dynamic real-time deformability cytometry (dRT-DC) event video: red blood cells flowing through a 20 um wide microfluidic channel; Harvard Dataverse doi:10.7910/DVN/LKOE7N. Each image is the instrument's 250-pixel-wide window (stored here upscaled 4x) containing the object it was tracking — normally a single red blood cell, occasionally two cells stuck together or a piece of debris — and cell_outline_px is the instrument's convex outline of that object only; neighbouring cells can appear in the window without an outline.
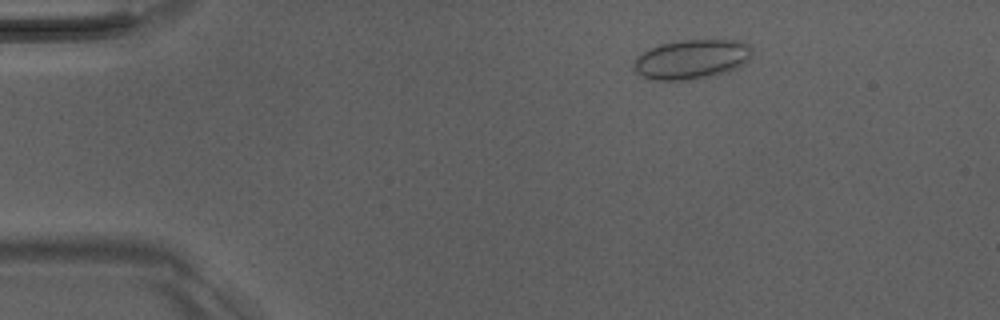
{"species": "Egyptian fruit bat (a non-hibernating species)", "species_latin": "Rousettus aegyptiacus", "temperature_condition": "room temperature", "stored_images_in_passage": 49, "camera_frame_rate_fps": 3000, "um_per_image_px": 0.085, "animal": {"sex": "male"}, "frame": {"image": 1, "passage_image": 7, "time_ms": 2.0, "image_size_px": [1000, 320], "cell_outline_px": [[752, 52], [744, 64], [728, 72], [712, 76], [692, 80], [652, 80], [636, 72], [632, 68], [636, 56], [648, 48], [660, 44], [680, 40], [740, 40], [748, 44], [752, 48]], "centroid_in_image_um": [58.77, 5.04], "position_along_channel_um": 26.2, "area_um2": 27.51}}
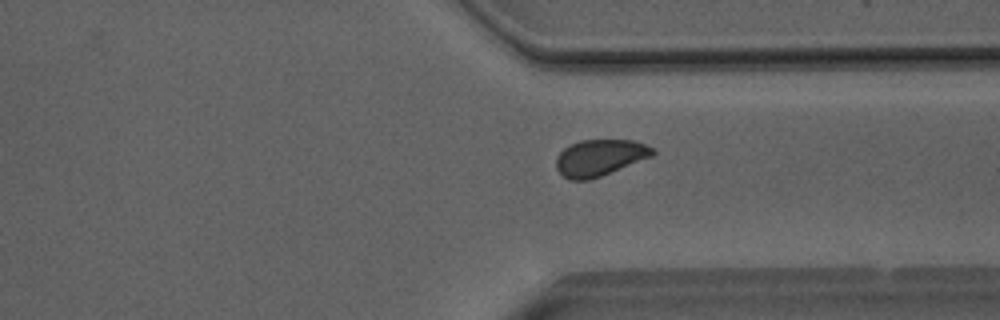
{"frame": {"image": 2, "passage_image": 37, "time_ms": 12.0, "image_size_px": [1000, 320], "cell_outline_px": [[656, 152], [652, 156], [600, 176], [588, 180], [568, 180], [556, 168], [556, 156], [564, 148], [580, 140], [632, 140], [644, 144], [652, 148]], "centroid_in_image_um": [50.95, 13.4], "position_along_channel_um": 360.5, "area_um2": 20.23}}
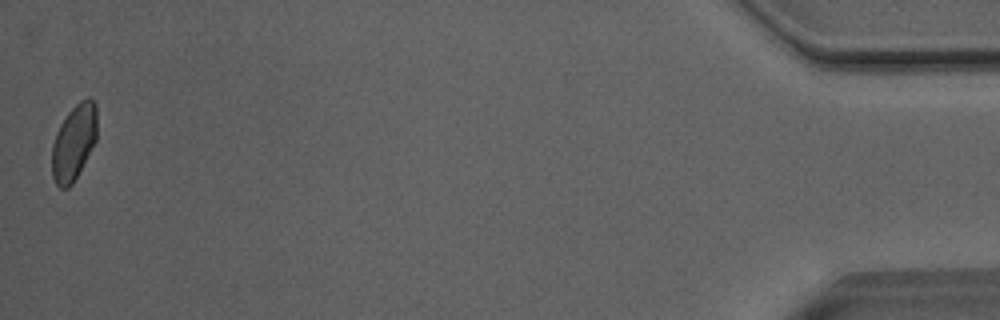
{"frame": {"image": 3, "passage_image": 49, "time_ms": 16.0, "image_size_px": [1000, 320], "cell_outline_px": [[96, 140], [72, 184], [68, 188], [60, 188], [56, 184], [52, 176], [52, 144], [56, 132], [60, 124], [68, 112], [80, 100], [88, 96], [96, 104]], "centroid_in_image_um": [6.26, 12.08], "position_along_channel_um": 428.9, "area_um2": 19.77}, "authors_computed_cell_mechanics": {"area_um2": 21.0392, "velocity_mm_per_s": 4.0684, "shape_relaxation_time_tau1_ms": 4.6653, "shape_relaxation_time_tau2_ms": 1.4311, "deformation_change_tau1": 0.0728, "deformation_change_tau2": 0.0537}}